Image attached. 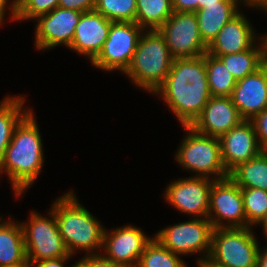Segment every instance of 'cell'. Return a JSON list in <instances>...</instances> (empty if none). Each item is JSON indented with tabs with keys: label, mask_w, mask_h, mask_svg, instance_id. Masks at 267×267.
I'll return each instance as SVG.
<instances>
[{
	"label": "cell",
	"mask_w": 267,
	"mask_h": 267,
	"mask_svg": "<svg viewBox=\"0 0 267 267\" xmlns=\"http://www.w3.org/2000/svg\"><path fill=\"white\" fill-rule=\"evenodd\" d=\"M72 256H65L56 259L41 260L36 262H30L32 267H74L73 265L64 266L67 264V260H70Z\"/></svg>",
	"instance_id": "cell-35"
},
{
	"label": "cell",
	"mask_w": 267,
	"mask_h": 267,
	"mask_svg": "<svg viewBox=\"0 0 267 267\" xmlns=\"http://www.w3.org/2000/svg\"><path fill=\"white\" fill-rule=\"evenodd\" d=\"M143 31L135 22H112L100 53L91 61L92 66L106 72L125 73Z\"/></svg>",
	"instance_id": "cell-9"
},
{
	"label": "cell",
	"mask_w": 267,
	"mask_h": 267,
	"mask_svg": "<svg viewBox=\"0 0 267 267\" xmlns=\"http://www.w3.org/2000/svg\"><path fill=\"white\" fill-rule=\"evenodd\" d=\"M51 210L56 216L58 230L70 255H75L79 249L85 251L86 256L100 254L105 228L79 203L72 190L57 197Z\"/></svg>",
	"instance_id": "cell-3"
},
{
	"label": "cell",
	"mask_w": 267,
	"mask_h": 267,
	"mask_svg": "<svg viewBox=\"0 0 267 267\" xmlns=\"http://www.w3.org/2000/svg\"><path fill=\"white\" fill-rule=\"evenodd\" d=\"M201 0H172L174 12H196Z\"/></svg>",
	"instance_id": "cell-34"
},
{
	"label": "cell",
	"mask_w": 267,
	"mask_h": 267,
	"mask_svg": "<svg viewBox=\"0 0 267 267\" xmlns=\"http://www.w3.org/2000/svg\"><path fill=\"white\" fill-rule=\"evenodd\" d=\"M263 42H264V55H265V61L267 62V34L261 36Z\"/></svg>",
	"instance_id": "cell-42"
},
{
	"label": "cell",
	"mask_w": 267,
	"mask_h": 267,
	"mask_svg": "<svg viewBox=\"0 0 267 267\" xmlns=\"http://www.w3.org/2000/svg\"><path fill=\"white\" fill-rule=\"evenodd\" d=\"M219 1H242V0H201L199 2V9L206 7V5L217 4Z\"/></svg>",
	"instance_id": "cell-40"
},
{
	"label": "cell",
	"mask_w": 267,
	"mask_h": 267,
	"mask_svg": "<svg viewBox=\"0 0 267 267\" xmlns=\"http://www.w3.org/2000/svg\"><path fill=\"white\" fill-rule=\"evenodd\" d=\"M179 256L153 237L146 244L137 267H187Z\"/></svg>",
	"instance_id": "cell-27"
},
{
	"label": "cell",
	"mask_w": 267,
	"mask_h": 267,
	"mask_svg": "<svg viewBox=\"0 0 267 267\" xmlns=\"http://www.w3.org/2000/svg\"><path fill=\"white\" fill-rule=\"evenodd\" d=\"M241 2L243 4V1H219L195 12L200 36L207 46L217 37L224 25L241 11L238 5Z\"/></svg>",
	"instance_id": "cell-20"
},
{
	"label": "cell",
	"mask_w": 267,
	"mask_h": 267,
	"mask_svg": "<svg viewBox=\"0 0 267 267\" xmlns=\"http://www.w3.org/2000/svg\"><path fill=\"white\" fill-rule=\"evenodd\" d=\"M246 227H255L267 213V191L258 188H241Z\"/></svg>",
	"instance_id": "cell-29"
},
{
	"label": "cell",
	"mask_w": 267,
	"mask_h": 267,
	"mask_svg": "<svg viewBox=\"0 0 267 267\" xmlns=\"http://www.w3.org/2000/svg\"><path fill=\"white\" fill-rule=\"evenodd\" d=\"M94 10L111 22H135L136 0H96Z\"/></svg>",
	"instance_id": "cell-28"
},
{
	"label": "cell",
	"mask_w": 267,
	"mask_h": 267,
	"mask_svg": "<svg viewBox=\"0 0 267 267\" xmlns=\"http://www.w3.org/2000/svg\"><path fill=\"white\" fill-rule=\"evenodd\" d=\"M260 225L263 227V233L265 234V236H267V213L265 214V216L259 221V223L257 224V226ZM267 238V237H266Z\"/></svg>",
	"instance_id": "cell-41"
},
{
	"label": "cell",
	"mask_w": 267,
	"mask_h": 267,
	"mask_svg": "<svg viewBox=\"0 0 267 267\" xmlns=\"http://www.w3.org/2000/svg\"><path fill=\"white\" fill-rule=\"evenodd\" d=\"M221 157L228 172L262 152L253 124L244 120L220 138Z\"/></svg>",
	"instance_id": "cell-15"
},
{
	"label": "cell",
	"mask_w": 267,
	"mask_h": 267,
	"mask_svg": "<svg viewBox=\"0 0 267 267\" xmlns=\"http://www.w3.org/2000/svg\"><path fill=\"white\" fill-rule=\"evenodd\" d=\"M231 99L244 120L267 108V76L266 61L254 73L236 81Z\"/></svg>",
	"instance_id": "cell-17"
},
{
	"label": "cell",
	"mask_w": 267,
	"mask_h": 267,
	"mask_svg": "<svg viewBox=\"0 0 267 267\" xmlns=\"http://www.w3.org/2000/svg\"><path fill=\"white\" fill-rule=\"evenodd\" d=\"M144 233L132 224L111 229V232L105 228L100 253L125 267H137L146 244L153 238Z\"/></svg>",
	"instance_id": "cell-14"
},
{
	"label": "cell",
	"mask_w": 267,
	"mask_h": 267,
	"mask_svg": "<svg viewBox=\"0 0 267 267\" xmlns=\"http://www.w3.org/2000/svg\"><path fill=\"white\" fill-rule=\"evenodd\" d=\"M25 101V97L21 95H7L0 102V164L12 140L15 127L31 111V108H23L26 106Z\"/></svg>",
	"instance_id": "cell-22"
},
{
	"label": "cell",
	"mask_w": 267,
	"mask_h": 267,
	"mask_svg": "<svg viewBox=\"0 0 267 267\" xmlns=\"http://www.w3.org/2000/svg\"><path fill=\"white\" fill-rule=\"evenodd\" d=\"M213 179L206 177H185L175 179L167 185L164 198L172 207L193 215V218H208L210 189Z\"/></svg>",
	"instance_id": "cell-12"
},
{
	"label": "cell",
	"mask_w": 267,
	"mask_h": 267,
	"mask_svg": "<svg viewBox=\"0 0 267 267\" xmlns=\"http://www.w3.org/2000/svg\"><path fill=\"white\" fill-rule=\"evenodd\" d=\"M208 219L214 229L246 228L241 188L230 177L213 181Z\"/></svg>",
	"instance_id": "cell-11"
},
{
	"label": "cell",
	"mask_w": 267,
	"mask_h": 267,
	"mask_svg": "<svg viewBox=\"0 0 267 267\" xmlns=\"http://www.w3.org/2000/svg\"><path fill=\"white\" fill-rule=\"evenodd\" d=\"M20 224L29 262L72 256L60 235L56 216L51 209L48 217L32 210L28 222Z\"/></svg>",
	"instance_id": "cell-7"
},
{
	"label": "cell",
	"mask_w": 267,
	"mask_h": 267,
	"mask_svg": "<svg viewBox=\"0 0 267 267\" xmlns=\"http://www.w3.org/2000/svg\"><path fill=\"white\" fill-rule=\"evenodd\" d=\"M0 217V267H10L27 260L20 222Z\"/></svg>",
	"instance_id": "cell-21"
},
{
	"label": "cell",
	"mask_w": 267,
	"mask_h": 267,
	"mask_svg": "<svg viewBox=\"0 0 267 267\" xmlns=\"http://www.w3.org/2000/svg\"><path fill=\"white\" fill-rule=\"evenodd\" d=\"M153 94L160 95L181 126H190L212 97L205 54L174 59L164 82Z\"/></svg>",
	"instance_id": "cell-1"
},
{
	"label": "cell",
	"mask_w": 267,
	"mask_h": 267,
	"mask_svg": "<svg viewBox=\"0 0 267 267\" xmlns=\"http://www.w3.org/2000/svg\"><path fill=\"white\" fill-rule=\"evenodd\" d=\"M111 23L95 10L83 12L69 49L89 58L91 62L100 53L108 37Z\"/></svg>",
	"instance_id": "cell-19"
},
{
	"label": "cell",
	"mask_w": 267,
	"mask_h": 267,
	"mask_svg": "<svg viewBox=\"0 0 267 267\" xmlns=\"http://www.w3.org/2000/svg\"><path fill=\"white\" fill-rule=\"evenodd\" d=\"M243 6H248L249 8H256L260 11H265L267 13V0H244Z\"/></svg>",
	"instance_id": "cell-37"
},
{
	"label": "cell",
	"mask_w": 267,
	"mask_h": 267,
	"mask_svg": "<svg viewBox=\"0 0 267 267\" xmlns=\"http://www.w3.org/2000/svg\"><path fill=\"white\" fill-rule=\"evenodd\" d=\"M173 60L163 35L155 29L144 30L124 75L136 87L153 94L167 77Z\"/></svg>",
	"instance_id": "cell-4"
},
{
	"label": "cell",
	"mask_w": 267,
	"mask_h": 267,
	"mask_svg": "<svg viewBox=\"0 0 267 267\" xmlns=\"http://www.w3.org/2000/svg\"><path fill=\"white\" fill-rule=\"evenodd\" d=\"M250 121L253 124L259 144L263 148L267 144V108Z\"/></svg>",
	"instance_id": "cell-32"
},
{
	"label": "cell",
	"mask_w": 267,
	"mask_h": 267,
	"mask_svg": "<svg viewBox=\"0 0 267 267\" xmlns=\"http://www.w3.org/2000/svg\"><path fill=\"white\" fill-rule=\"evenodd\" d=\"M262 152L267 156V144L262 148Z\"/></svg>",
	"instance_id": "cell-44"
},
{
	"label": "cell",
	"mask_w": 267,
	"mask_h": 267,
	"mask_svg": "<svg viewBox=\"0 0 267 267\" xmlns=\"http://www.w3.org/2000/svg\"><path fill=\"white\" fill-rule=\"evenodd\" d=\"M173 13L172 0H136L135 23L144 30H158Z\"/></svg>",
	"instance_id": "cell-25"
},
{
	"label": "cell",
	"mask_w": 267,
	"mask_h": 267,
	"mask_svg": "<svg viewBox=\"0 0 267 267\" xmlns=\"http://www.w3.org/2000/svg\"><path fill=\"white\" fill-rule=\"evenodd\" d=\"M9 0H0V25H4V18L6 17V12L7 10V6H10L9 11H10V19L13 18L14 15V0H12V2H10ZM9 4V5H8Z\"/></svg>",
	"instance_id": "cell-36"
},
{
	"label": "cell",
	"mask_w": 267,
	"mask_h": 267,
	"mask_svg": "<svg viewBox=\"0 0 267 267\" xmlns=\"http://www.w3.org/2000/svg\"><path fill=\"white\" fill-rule=\"evenodd\" d=\"M242 121L231 97L212 96L190 126L201 134L220 138Z\"/></svg>",
	"instance_id": "cell-16"
},
{
	"label": "cell",
	"mask_w": 267,
	"mask_h": 267,
	"mask_svg": "<svg viewBox=\"0 0 267 267\" xmlns=\"http://www.w3.org/2000/svg\"><path fill=\"white\" fill-rule=\"evenodd\" d=\"M256 267H267V246H264L263 250L259 248Z\"/></svg>",
	"instance_id": "cell-38"
},
{
	"label": "cell",
	"mask_w": 267,
	"mask_h": 267,
	"mask_svg": "<svg viewBox=\"0 0 267 267\" xmlns=\"http://www.w3.org/2000/svg\"><path fill=\"white\" fill-rule=\"evenodd\" d=\"M96 0H59L58 7L79 12H89L95 9Z\"/></svg>",
	"instance_id": "cell-33"
},
{
	"label": "cell",
	"mask_w": 267,
	"mask_h": 267,
	"mask_svg": "<svg viewBox=\"0 0 267 267\" xmlns=\"http://www.w3.org/2000/svg\"><path fill=\"white\" fill-rule=\"evenodd\" d=\"M43 149L39 126L31 110L15 127L0 164V174H7L17 198L39 177L45 163Z\"/></svg>",
	"instance_id": "cell-2"
},
{
	"label": "cell",
	"mask_w": 267,
	"mask_h": 267,
	"mask_svg": "<svg viewBox=\"0 0 267 267\" xmlns=\"http://www.w3.org/2000/svg\"><path fill=\"white\" fill-rule=\"evenodd\" d=\"M205 65L211 96L230 97L236 85V80L225 64L218 57L206 53Z\"/></svg>",
	"instance_id": "cell-26"
},
{
	"label": "cell",
	"mask_w": 267,
	"mask_h": 267,
	"mask_svg": "<svg viewBox=\"0 0 267 267\" xmlns=\"http://www.w3.org/2000/svg\"><path fill=\"white\" fill-rule=\"evenodd\" d=\"M59 0H14L12 20H34L58 7Z\"/></svg>",
	"instance_id": "cell-30"
},
{
	"label": "cell",
	"mask_w": 267,
	"mask_h": 267,
	"mask_svg": "<svg viewBox=\"0 0 267 267\" xmlns=\"http://www.w3.org/2000/svg\"><path fill=\"white\" fill-rule=\"evenodd\" d=\"M82 12L57 7L49 13L38 16L35 20V46L38 50L53 49L59 46L69 48L76 25Z\"/></svg>",
	"instance_id": "cell-13"
},
{
	"label": "cell",
	"mask_w": 267,
	"mask_h": 267,
	"mask_svg": "<svg viewBox=\"0 0 267 267\" xmlns=\"http://www.w3.org/2000/svg\"><path fill=\"white\" fill-rule=\"evenodd\" d=\"M186 135L175 154V159L183 170L196 173L194 176L221 180L229 177L222 157L220 140L201 134L191 126H182Z\"/></svg>",
	"instance_id": "cell-5"
},
{
	"label": "cell",
	"mask_w": 267,
	"mask_h": 267,
	"mask_svg": "<svg viewBox=\"0 0 267 267\" xmlns=\"http://www.w3.org/2000/svg\"><path fill=\"white\" fill-rule=\"evenodd\" d=\"M215 57H218L225 64L233 78L238 81L254 73L262 66L265 60L264 42L261 38L258 43L248 50Z\"/></svg>",
	"instance_id": "cell-23"
},
{
	"label": "cell",
	"mask_w": 267,
	"mask_h": 267,
	"mask_svg": "<svg viewBox=\"0 0 267 267\" xmlns=\"http://www.w3.org/2000/svg\"><path fill=\"white\" fill-rule=\"evenodd\" d=\"M229 177L240 188H258L267 191V156L261 152L249 161L237 165Z\"/></svg>",
	"instance_id": "cell-24"
},
{
	"label": "cell",
	"mask_w": 267,
	"mask_h": 267,
	"mask_svg": "<svg viewBox=\"0 0 267 267\" xmlns=\"http://www.w3.org/2000/svg\"><path fill=\"white\" fill-rule=\"evenodd\" d=\"M213 229L208 218H190L189 221L159 230L154 238L180 257L201 254L197 259L198 264L211 253Z\"/></svg>",
	"instance_id": "cell-8"
},
{
	"label": "cell",
	"mask_w": 267,
	"mask_h": 267,
	"mask_svg": "<svg viewBox=\"0 0 267 267\" xmlns=\"http://www.w3.org/2000/svg\"><path fill=\"white\" fill-rule=\"evenodd\" d=\"M260 247L251 227L217 228L209 258L225 267H256Z\"/></svg>",
	"instance_id": "cell-6"
},
{
	"label": "cell",
	"mask_w": 267,
	"mask_h": 267,
	"mask_svg": "<svg viewBox=\"0 0 267 267\" xmlns=\"http://www.w3.org/2000/svg\"><path fill=\"white\" fill-rule=\"evenodd\" d=\"M74 267H125L122 264L116 263L101 253L95 255H85L81 260L74 263Z\"/></svg>",
	"instance_id": "cell-31"
},
{
	"label": "cell",
	"mask_w": 267,
	"mask_h": 267,
	"mask_svg": "<svg viewBox=\"0 0 267 267\" xmlns=\"http://www.w3.org/2000/svg\"><path fill=\"white\" fill-rule=\"evenodd\" d=\"M242 13L241 10L224 25L217 37L208 46L207 53L212 56L240 53L258 43L257 40H260L261 37L256 36L257 33L254 32L252 22Z\"/></svg>",
	"instance_id": "cell-18"
},
{
	"label": "cell",
	"mask_w": 267,
	"mask_h": 267,
	"mask_svg": "<svg viewBox=\"0 0 267 267\" xmlns=\"http://www.w3.org/2000/svg\"><path fill=\"white\" fill-rule=\"evenodd\" d=\"M10 267H32V265L28 260H26L25 262H23L21 264H18V265H15V266H10Z\"/></svg>",
	"instance_id": "cell-43"
},
{
	"label": "cell",
	"mask_w": 267,
	"mask_h": 267,
	"mask_svg": "<svg viewBox=\"0 0 267 267\" xmlns=\"http://www.w3.org/2000/svg\"><path fill=\"white\" fill-rule=\"evenodd\" d=\"M174 59L192 58L207 53L195 12H174L158 29Z\"/></svg>",
	"instance_id": "cell-10"
},
{
	"label": "cell",
	"mask_w": 267,
	"mask_h": 267,
	"mask_svg": "<svg viewBox=\"0 0 267 267\" xmlns=\"http://www.w3.org/2000/svg\"><path fill=\"white\" fill-rule=\"evenodd\" d=\"M197 265H198V267H225V266L219 265L216 262L212 261L209 257L203 259Z\"/></svg>",
	"instance_id": "cell-39"
}]
</instances>
